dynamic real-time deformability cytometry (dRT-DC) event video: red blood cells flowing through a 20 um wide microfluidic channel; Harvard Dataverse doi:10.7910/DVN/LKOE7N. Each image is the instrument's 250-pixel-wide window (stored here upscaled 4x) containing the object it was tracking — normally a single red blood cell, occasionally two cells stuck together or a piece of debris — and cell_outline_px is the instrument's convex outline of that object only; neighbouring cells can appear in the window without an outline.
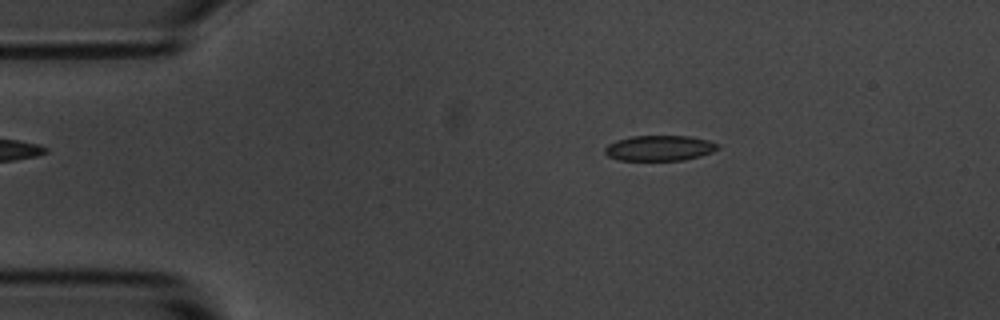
{"species": "common noctule bat (a hibernating species)", "species_latin": "Nyctalus noctula", "temperature_condition": "room temperature", "stored_images_in_passage": 9, "camera_frame_rate_fps": 3000, "um_per_image_px": 0.085, "animal": {"sex": "male", "body_mass_g": 20.1, "forearm_length_mm": 53.5}, "frame": {"image": 1, "passage_image": 2, "time_ms": 1.333, "image_size_px": [1000, 320], "cell_outline_px": [[720, 148], [712, 152], [700, 156], [684, 160], [620, 160], [608, 156], [604, 152], [604, 148], [608, 144], [616, 140], [632, 136], [688, 136], [708, 140], [720, 144]], "centroid_in_image_um": [56.07, 12.58], "position_along_channel_um": 28.9, "area_um2": 16.76}}
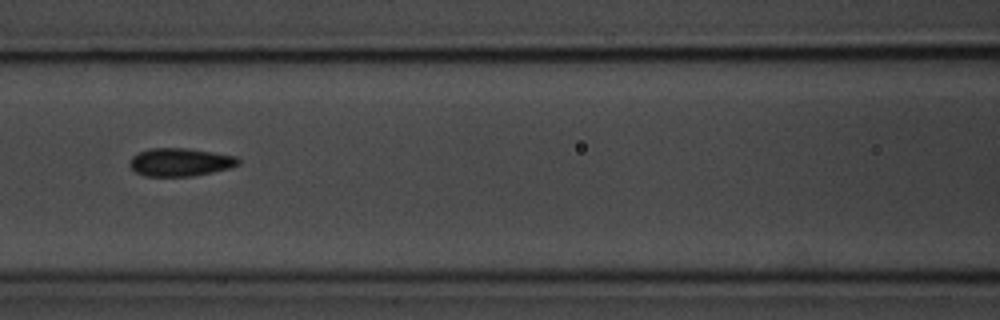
{"frame": {"image": 2, "passage_image": 6, "time_ms": 6.0, "image_size_px": [1000, 320], "cell_outline_px": [[240, 164], [232, 168], [192, 176], [144, 176], [136, 172], [128, 164], [132, 156], [140, 152], [152, 148], [184, 148], [212, 152], [236, 156], [240, 160]], "centroid_in_image_um": [15.33, 13.79], "position_along_channel_um": 151.3, "area_um2": 17.74}}
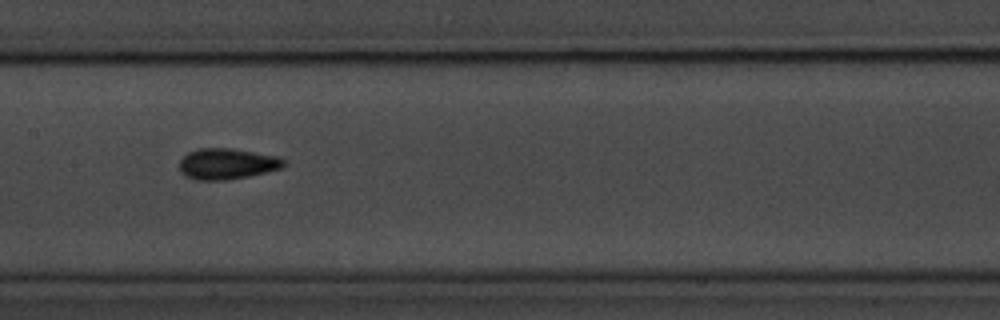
{"frame": {"image": 3, "passage_image": 7, "time_ms": 7.0, "image_size_px": [1000, 320], "cell_outline_px": [[284, 164], [280, 168], [248, 176], [228, 180], [196, 180], [184, 176], [180, 172], [180, 160], [188, 152], [196, 148], [232, 148], [276, 156], [284, 160]], "centroid_in_image_um": [19.23, 13.92], "position_along_channel_um": 188.2, "area_um2": 18.73}}